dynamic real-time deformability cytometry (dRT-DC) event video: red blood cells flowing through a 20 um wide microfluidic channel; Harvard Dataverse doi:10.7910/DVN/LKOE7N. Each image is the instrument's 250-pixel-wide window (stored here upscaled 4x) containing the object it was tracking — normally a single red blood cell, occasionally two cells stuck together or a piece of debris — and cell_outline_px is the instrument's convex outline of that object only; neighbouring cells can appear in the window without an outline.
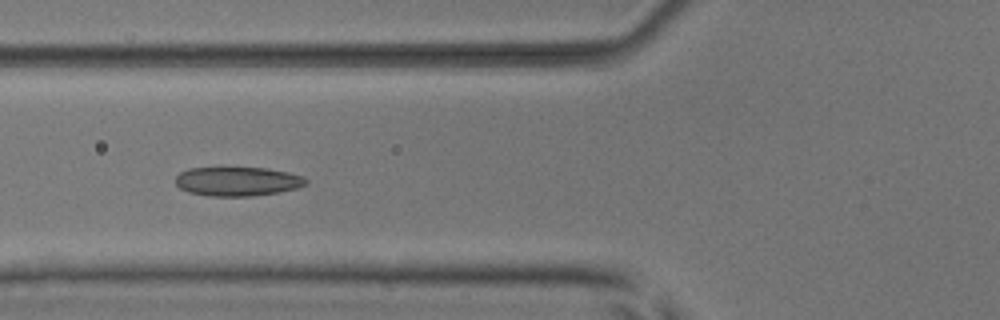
{"species": "common noctule bat (a hibernating species)", "species_latin": "Nyctalus noctula", "temperature_condition": "room temperature", "stored_images_in_passage": 7, "camera_frame_rate_fps": 3000, "um_per_image_px": 0.085, "animal": {"sex": "male", "body_mass_g": 17.9, "forearm_length_mm": 54.2}, "frame": {"image": 1, "passage_image": 5, "time_ms": 1.333, "image_size_px": [1000, 320], "cell_outline_px": [[308, 184], [296, 188], [280, 192], [252, 196], [208, 196], [188, 192], [180, 188], [176, 184], [176, 176], [180, 172], [188, 168], [268, 168], [288, 172], [300, 176], [308, 180]], "centroid_in_image_um": [20.18, 15.42], "position_along_channel_um": 105.6, "area_um2": 22.14}}
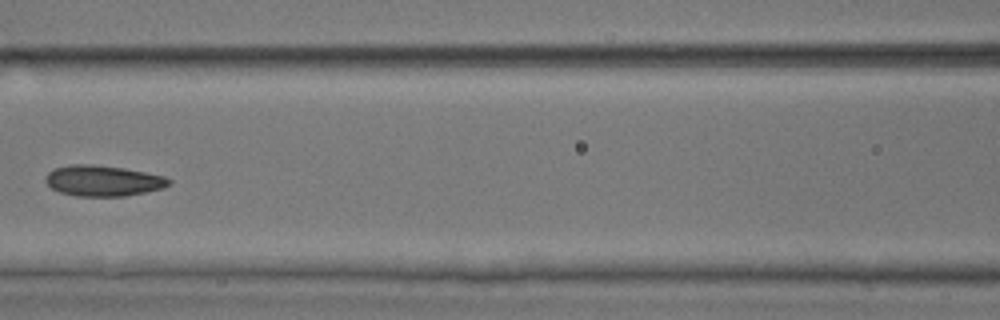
{"frame": {"image": 2, "passage_image": 6, "time_ms": 1.667, "image_size_px": [1000, 320], "cell_outline_px": [[172, 184], [164, 188], [124, 196], [76, 196], [60, 192], [52, 188], [44, 180], [44, 176], [52, 168], [72, 164], [92, 164], [124, 168], [164, 176], [172, 180]], "centroid_in_image_um": [8.74, 15.35], "position_along_channel_um": 157.9, "area_um2": 22.25}}